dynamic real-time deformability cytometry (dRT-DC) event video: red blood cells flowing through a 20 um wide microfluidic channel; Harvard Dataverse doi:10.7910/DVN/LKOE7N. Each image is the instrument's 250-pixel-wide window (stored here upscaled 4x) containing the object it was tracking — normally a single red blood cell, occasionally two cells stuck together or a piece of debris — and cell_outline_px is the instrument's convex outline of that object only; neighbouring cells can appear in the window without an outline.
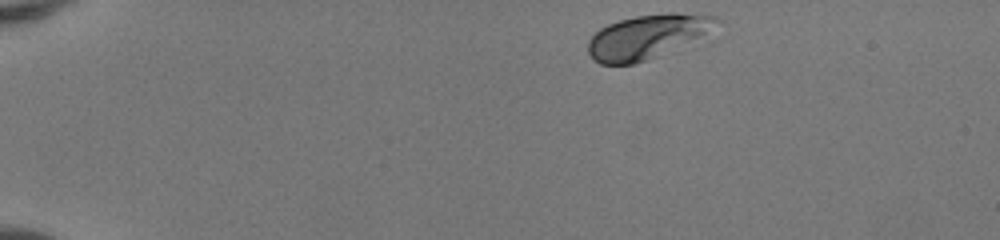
{"species": "human", "species_latin": "Homo sapiens", "temperature_condition": "room temperature", "stored_images_in_passage": 42, "camera_frame_rate_fps": 3000, "um_per_image_px": 0.085, "donor": {"sex": "female"}, "frame": {"image": 1, "passage_image": 1, "time_ms": 0.0, "image_size_px": [1000, 240], "cell_outline_px": [[720, 20], [704, 32], [656, 56], [632, 64], [600, 64], [592, 60], [588, 52], [588, 40], [600, 28], [608, 24], [620, 20], [636, 16], [668, 12], [676, 12], [716, 16]], "centroid_in_image_um": [54.87, 3.1], "position_along_channel_um": 30.1, "area_um2": 31.73}}
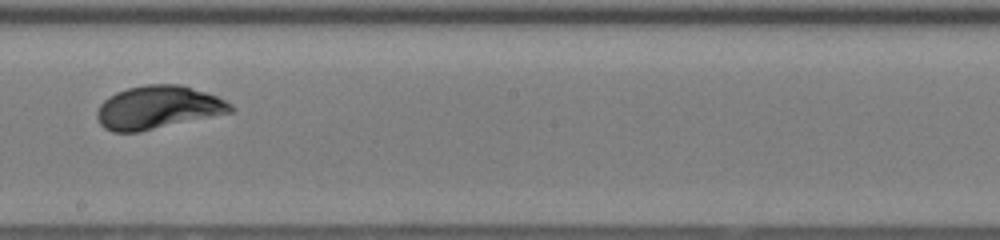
{"frame": {"image": 2, "passage_image": 23, "time_ms": 7.333, "image_size_px": [1000, 240], "cell_outline_px": [[236, 108], [232, 112], [140, 132], [112, 132], [104, 128], [100, 124], [96, 116], [96, 112], [100, 104], [108, 96], [116, 92], [128, 88], [148, 84], [180, 84], [216, 96], [232, 104]], "centroid_in_image_um": [13.4, 9.14], "position_along_channel_um": 234.8, "area_um2": 33.58}}
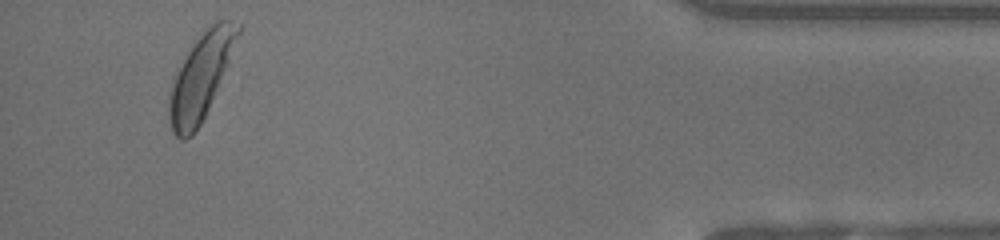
{"frame": {"image": 3, "passage_image": 40, "time_ms": 13.0, "image_size_px": [1000, 240], "cell_outline_px": [[244, 24], [228, 64], [204, 116], [200, 124], [192, 136], [184, 140], [180, 140], [172, 132], [168, 116], [168, 100], [172, 76], [192, 44], [204, 28], [216, 20], [232, 20]], "centroid_in_image_um": [17.05, 6.46], "position_along_channel_um": 418.2, "area_um2": 34.51}, "authors_computed_cell_mechanics": {"area_um2": 33.0327, "velocity_mm_per_s": 4.1259, "shape_relaxation_time_tau1_ms": 2.2496, "shape_relaxation_time_tau2_ms": null, "deformation_change_tau1": 0.141, "deformation_change_tau2": null}}